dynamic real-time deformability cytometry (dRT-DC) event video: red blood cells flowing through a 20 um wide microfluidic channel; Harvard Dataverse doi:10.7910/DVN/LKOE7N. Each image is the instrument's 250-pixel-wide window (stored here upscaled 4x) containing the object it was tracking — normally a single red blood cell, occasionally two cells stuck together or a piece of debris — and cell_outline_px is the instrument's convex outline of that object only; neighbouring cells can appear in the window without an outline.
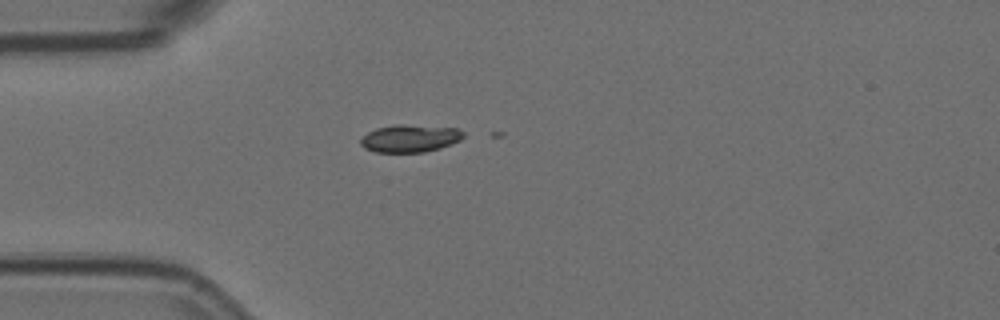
{"species": "Egyptian fruit bat (a non-hibernating species)", "species_latin": "Rousettus aegyptiacus", "temperature_condition": "room temperature", "stored_images_in_passage": 2, "camera_frame_rate_fps": 3000, "um_per_image_px": 0.085, "animal": {"sex": "female"}, "frame": {"image": 1, "passage_image": 1, "time_ms": 0.0, "image_size_px": [1000, 320], "cell_outline_px": [[464, 136], [460, 140], [452, 144], [440, 148], [424, 152], [376, 152], [364, 148], [360, 144], [360, 136], [376, 128], [396, 124], [404, 124], [456, 128], [464, 132]], "centroid_in_image_um": [34.82, 11.76], "position_along_channel_um": 50.2, "area_um2": 16.65}}